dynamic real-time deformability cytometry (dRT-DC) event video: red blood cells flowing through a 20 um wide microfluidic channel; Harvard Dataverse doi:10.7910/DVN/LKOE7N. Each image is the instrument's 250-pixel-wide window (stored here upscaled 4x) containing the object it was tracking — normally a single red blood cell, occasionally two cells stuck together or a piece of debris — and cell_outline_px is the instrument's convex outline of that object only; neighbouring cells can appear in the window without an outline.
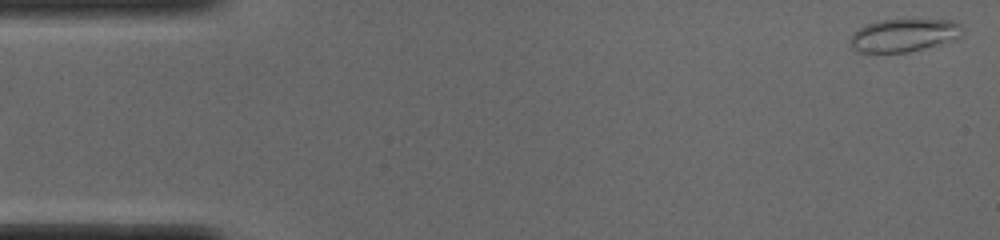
{"species": "common noctule bat (a hibernating species)", "species_latin": "Nyctalus noctula", "temperature_condition": "cold", "stored_images_in_passage": 51, "camera_frame_rate_fps": 3000, "um_per_image_px": 0.085, "animal": {"sex": "male", "body_mass_g": 19.0, "forearm_length_mm": 50.8}, "frame": {"image": 1, "passage_image": 1, "time_ms": 0.0, "image_size_px": [1000, 240], "cell_outline_px": [[964, 28], [960, 36], [956, 40], [908, 52], [860, 52], [848, 40], [852, 32], [868, 24], [880, 20], [952, 20], [960, 24]], "centroid_in_image_um": [76.87, 2.99], "position_along_channel_um": 8.1, "area_um2": 21.39}}
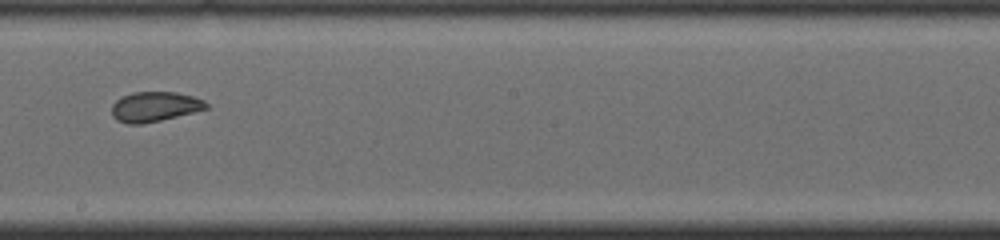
{"frame": {"image": 2, "passage_image": 28, "time_ms": 9.0, "image_size_px": [1000, 240], "cell_outline_px": [[208, 108], [160, 120], [140, 124], [128, 124], [116, 120], [112, 116], [112, 104], [116, 100], [132, 92], [176, 92], [192, 96], [204, 100], [208, 104]], "centroid_in_image_um": [13.12, 9.06], "position_along_channel_um": 235.1, "area_um2": 16.3}}
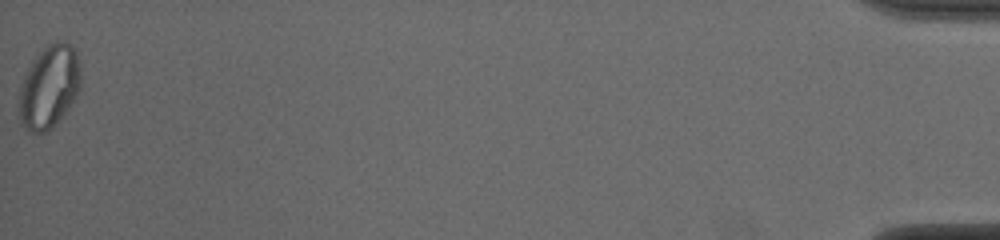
{"frame": {"image": 3, "passage_image": 51, "time_ms": 16.667, "image_size_px": [1000, 240], "cell_outline_px": [[80, 88], [76, 96], [68, 108], [44, 132], [36, 136], [28, 132], [20, 124], [16, 108], [20, 84], [32, 60], [48, 44], [56, 40], [64, 40], [72, 44], [76, 52], [80, 68]], "centroid_in_image_um": [4.12, 7.38], "position_along_channel_um": 431.1, "area_um2": 30.29}, "authors_computed_cell_mechanics": {"area_um2": 18.9006, "velocity_mm_per_s": 3.883, "shape_relaxation_time_tau1_ms": null, "shape_relaxation_time_tau2_ms": 1.0521, "deformation_change_tau1": null, "deformation_change_tau2": 0.0532}}